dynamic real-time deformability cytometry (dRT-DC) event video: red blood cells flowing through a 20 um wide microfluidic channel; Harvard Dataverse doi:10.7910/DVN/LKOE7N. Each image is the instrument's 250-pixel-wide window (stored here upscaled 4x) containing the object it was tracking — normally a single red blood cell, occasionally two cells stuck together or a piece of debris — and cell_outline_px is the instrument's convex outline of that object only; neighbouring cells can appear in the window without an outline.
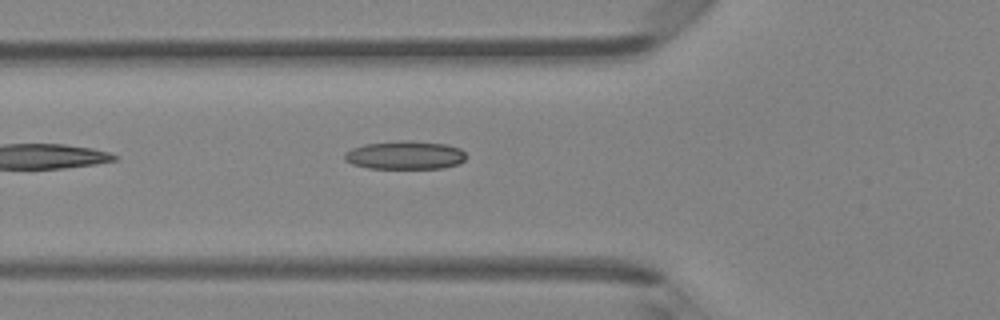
{"species": "Egyptian fruit bat (a non-hibernating species)", "species_latin": "Rousettus aegyptiacus", "temperature_condition": "room temperature", "stored_images_in_passage": 3, "camera_frame_rate_fps": 3000, "um_per_image_px": 0.085, "animal": {"sex": "female"}, "frame": {"image": 1, "passage_image": 3, "time_ms": 0.667, "image_size_px": [1000, 320], "cell_outline_px": [[468, 156], [460, 164], [444, 168], [368, 168], [352, 164], [344, 160], [344, 152], [352, 148], [364, 144], [404, 140], [412, 140], [448, 144], [460, 148]], "centroid_in_image_um": [34.46, 13.18], "position_along_channel_um": 91.3, "area_um2": 20.4}}